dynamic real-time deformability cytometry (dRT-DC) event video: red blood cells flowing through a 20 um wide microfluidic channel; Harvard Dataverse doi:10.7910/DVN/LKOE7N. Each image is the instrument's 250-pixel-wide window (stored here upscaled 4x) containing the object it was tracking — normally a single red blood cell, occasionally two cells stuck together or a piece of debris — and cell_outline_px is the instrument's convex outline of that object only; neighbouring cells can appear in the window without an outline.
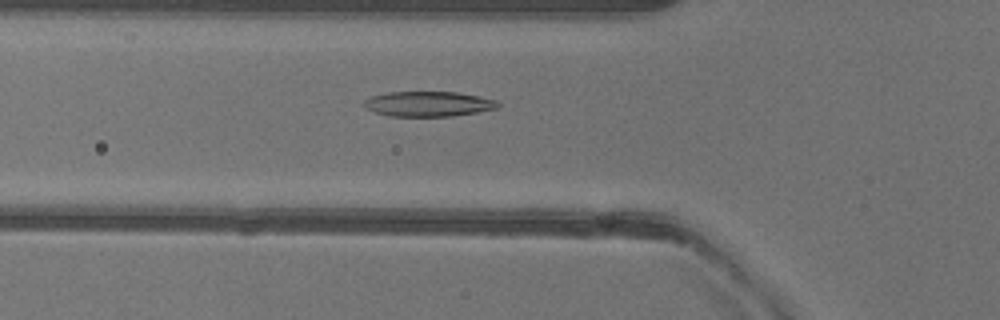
{"species": "common noctule bat (a hibernating species)", "species_latin": "Nyctalus noctula", "temperature_condition": "warm", "stored_images_in_passage": 50, "camera_frame_rate_fps": 3000, "um_per_image_px": 0.085, "animal": {"sex": "female"}, "frame": {"image": 1, "passage_image": 17, "time_ms": 5.333, "image_size_px": [1000, 320], "cell_outline_px": [[500, 104], [496, 108], [476, 112], [452, 116], [392, 116], [376, 112], [368, 108], [364, 104], [364, 100], [372, 96], [388, 92], [460, 92], [480, 96], [496, 100]], "centroid_in_image_um": [36.44, 8.82], "position_along_channel_um": 89.4, "area_um2": 19.36}}
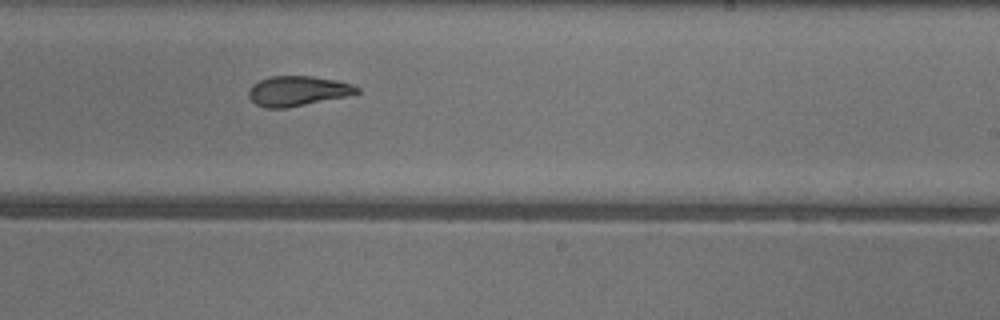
{"frame": {"image": 2, "passage_image": 30, "time_ms": 9.667, "image_size_px": [1000, 320], "cell_outline_px": [[360, 92], [348, 96], [284, 108], [264, 108], [256, 104], [248, 96], [248, 92], [252, 84], [268, 76], [312, 76], [336, 80], [352, 84], [360, 88]], "centroid_in_image_um": [25.3, 7.72], "position_along_channel_um": 263.7, "area_um2": 18.9}}
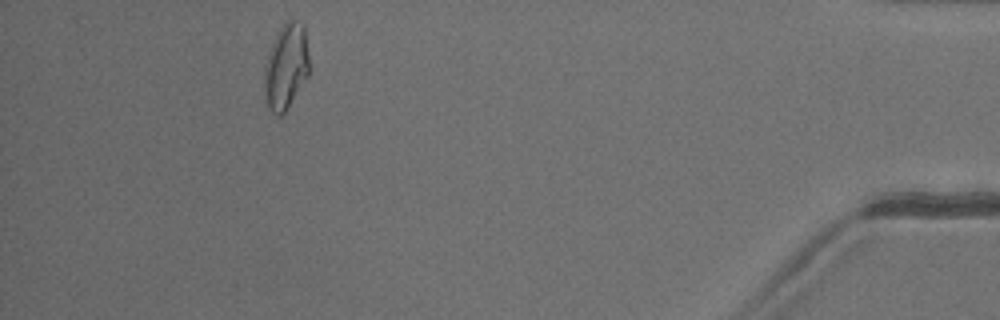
{"frame": {"image": 3, "passage_image": 46, "time_ms": 15.0, "image_size_px": [1000, 320], "cell_outline_px": [[308, 76], [284, 112], [280, 116], [276, 116], [268, 108], [264, 96], [264, 68], [268, 52], [276, 32], [288, 20], [296, 20], [304, 28], [308, 52]], "centroid_in_image_um": [24.28, 5.67], "position_along_channel_um": 410.9, "area_um2": 22.25}, "authors_computed_cell_mechanics": {"area_um2": 20.3456, "velocity_mm_per_s": 4.0085, "shape_relaxation_time_tau1_ms": 5.1112, "shape_relaxation_time_tau2_ms": 2.1636, "deformation_change_tau1": 0.183, "deformation_change_tau2": 0.0975}}